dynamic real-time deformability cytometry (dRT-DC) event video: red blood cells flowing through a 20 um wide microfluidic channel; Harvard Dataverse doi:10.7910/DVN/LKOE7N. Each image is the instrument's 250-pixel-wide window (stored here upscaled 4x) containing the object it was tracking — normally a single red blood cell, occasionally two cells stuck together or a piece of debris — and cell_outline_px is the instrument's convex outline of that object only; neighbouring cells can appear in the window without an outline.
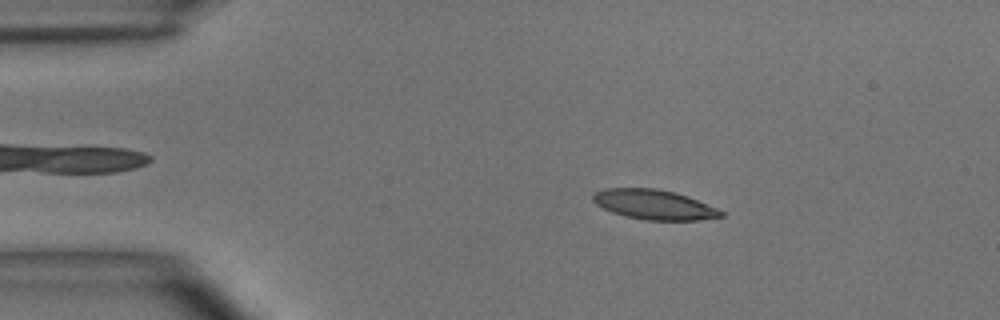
{"species": "common noctule bat (a hibernating species)", "species_latin": "Nyctalus noctula", "temperature_condition": "room temperature", "stored_images_in_passage": 46, "camera_frame_rate_fps": 3000, "um_per_image_px": 0.085, "animal": {"sex": "male", "body_mass_g": 15.6}, "frame": {"image": 1, "passage_image": 1, "time_ms": 0.0, "image_size_px": [1000, 320], "cell_outline_px": [[724, 216], [700, 220], [648, 220], [624, 216], [612, 212], [596, 204], [592, 200], [592, 196], [596, 192], [604, 188], [656, 188], [676, 192], [688, 196], [716, 208], [724, 212]], "centroid_in_image_um": [55.59, 17.38], "position_along_channel_um": 29.4, "area_um2": 22.2}}
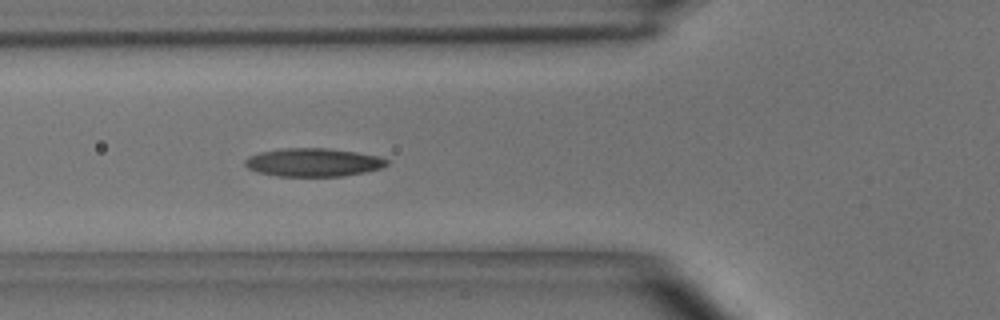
{"frame": {"image": 2, "passage_image": 11, "time_ms": 3.333, "image_size_px": [1000, 320], "cell_outline_px": [[388, 164], [380, 168], [364, 172], [344, 176], [276, 176], [256, 172], [248, 168], [244, 164], [244, 160], [248, 156], [260, 152], [284, 148], [328, 148], [356, 152], [380, 156], [388, 160]], "centroid_in_image_um": [26.6, 13.8], "position_along_channel_um": 99.2, "area_um2": 23.47}}
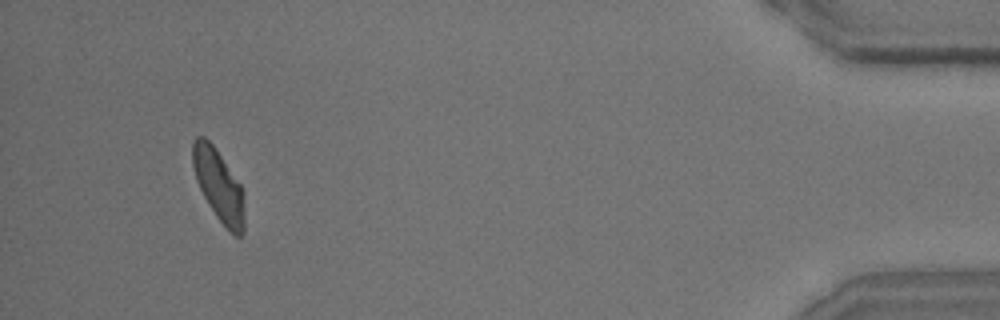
{"frame": {"image": 3, "passage_image": 43, "time_ms": 14.0, "image_size_px": [1000, 320], "cell_outline_px": [[244, 232], [240, 236], [236, 236], [228, 232], [216, 216], [204, 196], [196, 180], [192, 164], [192, 140], [196, 136], [204, 136], [212, 144], [240, 184], [244, 192]], "centroid_in_image_um": [18.59, 15.78], "position_along_channel_um": 416.6, "area_um2": 21.68}, "authors_computed_cell_mechanics": {"area_um2": 22.3686, "velocity_mm_per_s": 3.6344, "shape_relaxation_time_tau1_ms": 5.2904, "shape_relaxation_time_tau2_ms": 3.831, "deformation_change_tau1": 0.1565, "deformation_change_tau2": 0.0989}}